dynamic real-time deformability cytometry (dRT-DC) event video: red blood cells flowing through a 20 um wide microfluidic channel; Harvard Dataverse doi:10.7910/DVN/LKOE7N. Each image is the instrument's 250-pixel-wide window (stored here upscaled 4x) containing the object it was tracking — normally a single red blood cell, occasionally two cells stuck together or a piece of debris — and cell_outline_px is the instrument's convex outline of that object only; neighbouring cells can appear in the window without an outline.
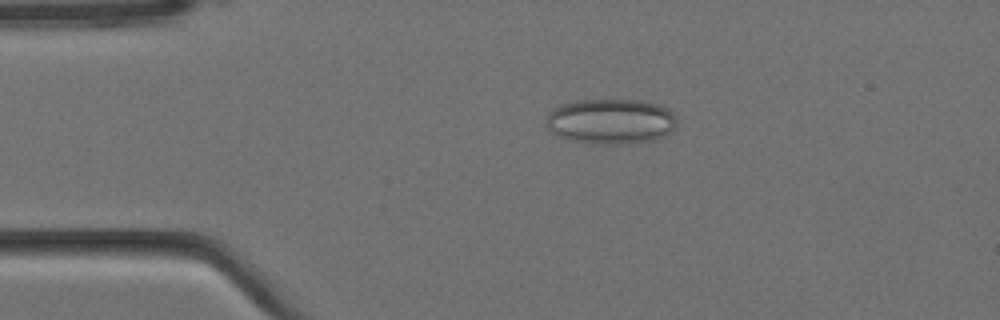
{"species": "Egyptian fruit bat (a non-hibernating species)", "species_latin": "Rousettus aegyptiacus", "temperature_condition": "cold", "stored_images_in_passage": 5, "camera_frame_rate_fps": 3000, "um_per_image_px": 0.085, "animal": {"sex": "female"}, "frame": {"image": 1, "passage_image": 3, "time_ms": 0.667, "image_size_px": [1000, 320], "cell_outline_px": [[676, 128], [664, 136], [652, 140], [628, 144], [600, 144], [568, 140], [556, 136], [548, 128], [548, 112], [564, 104], [580, 100], [640, 100], [656, 104], [668, 108], [676, 116]], "centroid_in_image_um": [51.95, 10.33], "position_along_channel_um": 33.0, "area_um2": 34.51}}